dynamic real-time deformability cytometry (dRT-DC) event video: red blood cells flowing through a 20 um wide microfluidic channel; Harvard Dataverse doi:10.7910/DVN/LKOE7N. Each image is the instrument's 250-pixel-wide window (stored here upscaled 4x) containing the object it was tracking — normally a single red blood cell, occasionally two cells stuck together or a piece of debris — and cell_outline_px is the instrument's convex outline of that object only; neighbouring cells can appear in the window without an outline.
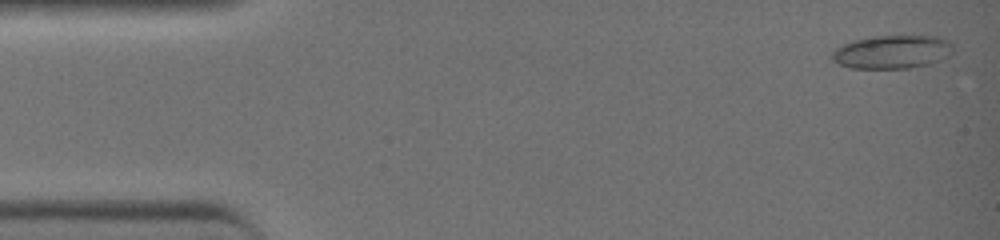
{"species": "common noctule bat (a hibernating species)", "species_latin": "Nyctalus noctula", "temperature_condition": "warm", "stored_images_in_passage": 42, "camera_frame_rate_fps": 3000, "um_per_image_px": 0.085, "animal": {"sex": "female", "body_mass_g": 19.0, "forearm_length_mm": 51.5}, "frame": {"image": 1, "passage_image": 2, "time_ms": 0.333, "image_size_px": [1000, 240], "cell_outline_px": [[952, 52], [948, 56], [940, 60], [928, 64], [908, 68], [852, 68], [840, 64], [832, 60], [832, 52], [836, 48], [852, 40], [876, 36], [940, 36], [948, 40], [952, 44]], "centroid_in_image_um": [75.85, 4.4], "position_along_channel_um": 9.2, "area_um2": 23.47}}
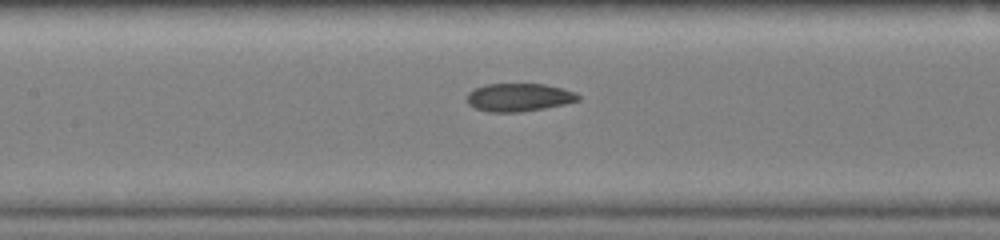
{"frame": {"image": 2, "passage_image": 20, "time_ms": 6.333, "image_size_px": [1000, 240], "cell_outline_px": [[580, 100], [564, 104], [544, 108], [520, 112], [488, 112], [476, 108], [468, 104], [468, 92], [484, 84], [544, 84], [576, 92], [580, 96]], "centroid_in_image_um": [44.11, 8.27], "position_along_channel_um": 163.3, "area_um2": 18.09}}
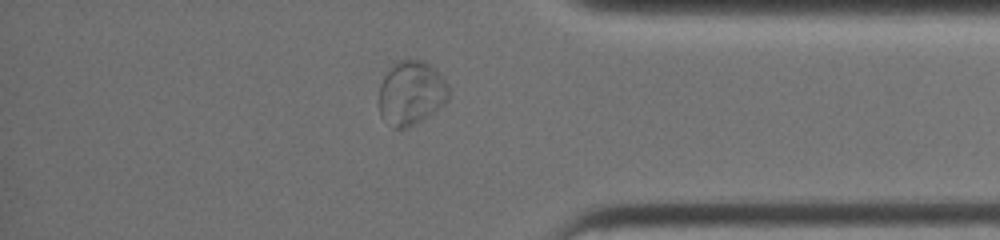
{"frame": {"image": 3, "passage_image": 36, "time_ms": 11.667, "image_size_px": [1000, 240], "cell_outline_px": [[448, 100], [440, 108], [408, 128], [392, 128], [380, 116], [380, 84], [384, 76], [396, 60], [404, 56], [424, 60], [436, 68], [440, 72], [448, 84]], "centroid_in_image_um": [34.96, 7.85], "position_along_channel_um": 400.2, "area_um2": 26.65}}